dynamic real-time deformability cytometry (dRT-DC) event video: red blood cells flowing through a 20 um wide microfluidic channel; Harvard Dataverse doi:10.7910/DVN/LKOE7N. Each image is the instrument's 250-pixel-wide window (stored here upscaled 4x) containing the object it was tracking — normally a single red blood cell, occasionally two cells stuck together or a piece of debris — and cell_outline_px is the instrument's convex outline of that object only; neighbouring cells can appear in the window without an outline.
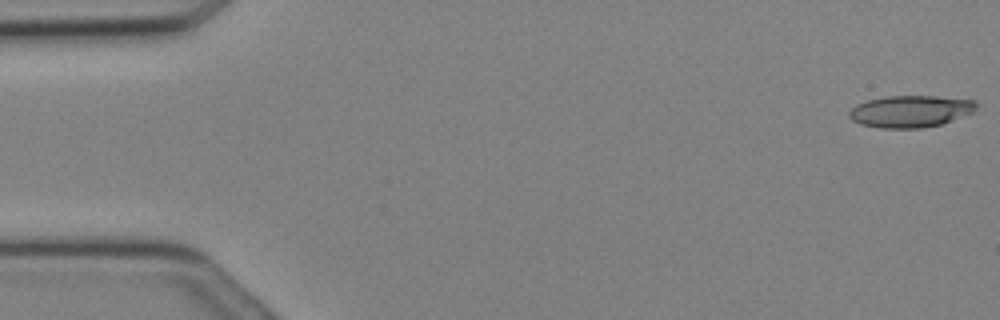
{"species": "Egyptian fruit bat (a non-hibernating species)", "species_latin": "Rousettus aegyptiacus", "temperature_condition": "cold", "stored_images_in_passage": 11, "camera_frame_rate_fps": 3000, "um_per_image_px": 0.085, "animal": {"sex": "female"}, "frame": {"image": 1, "passage_image": 1, "time_ms": 0.0, "image_size_px": [1000, 320], "cell_outline_px": [[980, 104], [972, 112], [940, 124], [920, 128], [880, 128], [860, 124], [852, 120], [848, 116], [848, 112], [856, 104], [868, 100], [888, 96], [936, 96], [976, 100]], "centroid_in_image_um": [77.38, 9.45], "position_along_channel_um": 7.6, "area_um2": 23.58}}
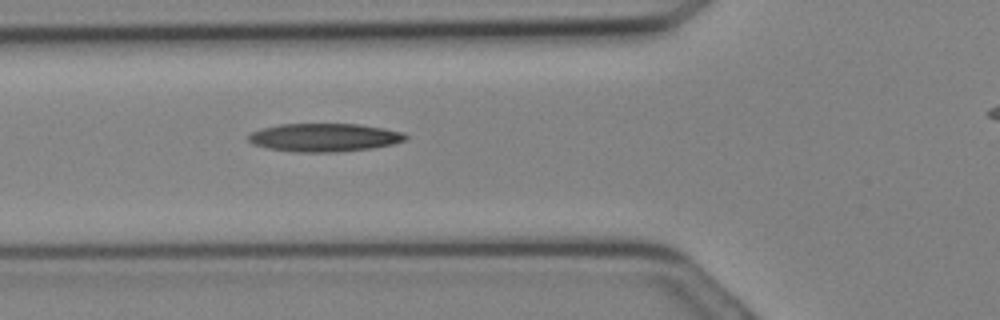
{"frame": {"image": 2, "passage_image": 11, "time_ms": 3.333, "image_size_px": [1000, 320], "cell_outline_px": [[408, 140], [392, 144], [372, 148], [336, 152], [296, 152], [268, 148], [252, 144], [248, 140], [248, 136], [252, 132], [264, 128], [280, 124], [360, 124], [384, 128], [404, 132], [408, 136]], "centroid_in_image_um": [27.61, 11.68], "position_along_channel_um": 98.2, "area_um2": 25.89}}